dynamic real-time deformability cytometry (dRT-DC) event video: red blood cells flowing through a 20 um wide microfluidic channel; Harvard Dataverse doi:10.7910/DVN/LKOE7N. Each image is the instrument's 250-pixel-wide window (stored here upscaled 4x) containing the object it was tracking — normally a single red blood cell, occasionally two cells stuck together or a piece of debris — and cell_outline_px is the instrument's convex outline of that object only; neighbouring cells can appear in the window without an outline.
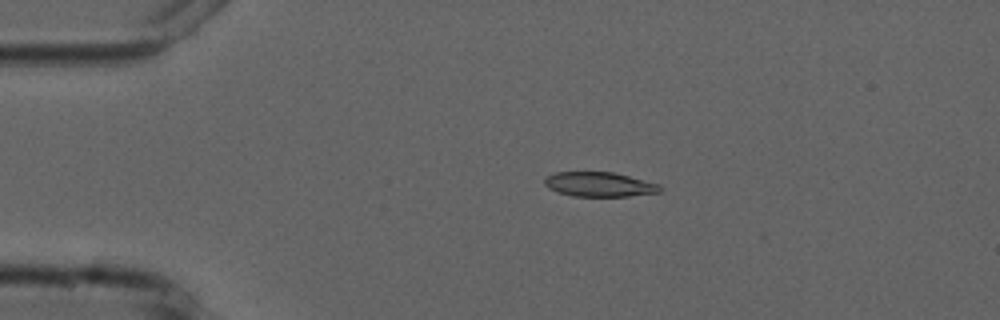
{"species": "common noctule bat (a hibernating species)", "species_latin": "Nyctalus noctula", "temperature_condition": "cold", "stored_images_in_passage": 5, "camera_frame_rate_fps": 3000, "um_per_image_px": 0.085, "animal": {"sex": "male", "forearm_length_mm": 52.5}, "frame": {"image": 1, "passage_image": 4, "time_ms": 3.333, "image_size_px": [1000, 320], "cell_outline_px": [[664, 188], [660, 192], [628, 196], [572, 196], [556, 192], [548, 188], [544, 184], [544, 180], [548, 176], [556, 172], [612, 172], [660, 184]], "centroid_in_image_um": [50.95, 15.68], "position_along_channel_um": 34.1, "area_um2": 16.53}}